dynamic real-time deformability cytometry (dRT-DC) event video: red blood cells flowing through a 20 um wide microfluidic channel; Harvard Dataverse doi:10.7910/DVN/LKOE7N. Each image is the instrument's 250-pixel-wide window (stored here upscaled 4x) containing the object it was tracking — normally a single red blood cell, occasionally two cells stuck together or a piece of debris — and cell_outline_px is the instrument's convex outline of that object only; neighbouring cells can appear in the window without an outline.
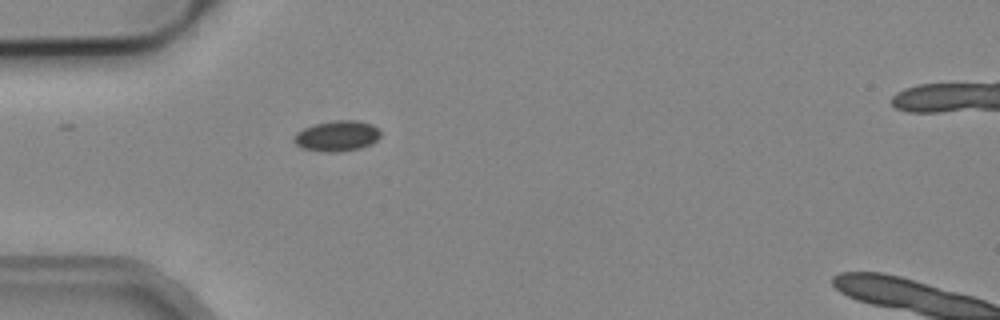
{"species": "common noctule bat (a hibernating species)", "species_latin": "Nyctalus noctula", "temperature_condition": "cold", "stored_images_in_passage": 2, "camera_frame_rate_fps": 3000, "um_per_image_px": 0.085, "animal": {"sex": "male", "body_mass_g": 19.2, "forearm_length_mm": 51.8}, "frame": {"image": 1, "passage_image": 1, "time_ms": 0.0, "image_size_px": [1000, 320], "cell_outline_px": [[380, 136], [376, 140], [360, 148], [332, 152], [304, 148], [296, 144], [292, 140], [296, 132], [304, 128], [316, 124], [336, 120], [356, 120], [372, 124], [380, 132]], "centroid_in_image_um": [28.63, 11.54], "position_along_channel_um": 56.4, "area_um2": 15.03}}